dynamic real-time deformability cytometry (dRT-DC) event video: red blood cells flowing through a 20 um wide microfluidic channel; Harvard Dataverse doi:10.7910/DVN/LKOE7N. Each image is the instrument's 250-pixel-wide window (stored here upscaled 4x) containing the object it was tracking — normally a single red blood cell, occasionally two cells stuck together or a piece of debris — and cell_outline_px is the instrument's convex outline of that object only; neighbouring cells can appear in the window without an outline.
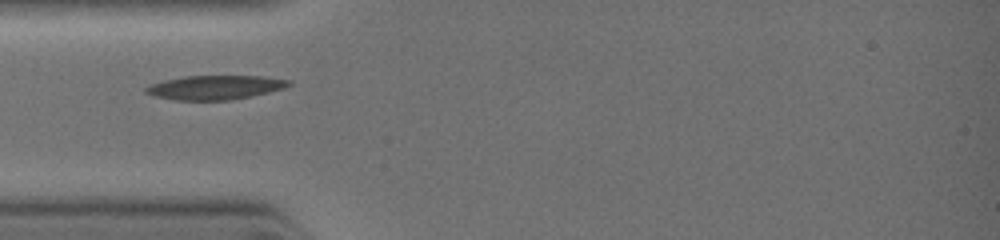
{"species": "common noctule bat (a hibernating species)", "species_latin": "Nyctalus noctula", "temperature_condition": "warm", "stored_images_in_passage": 7, "camera_frame_rate_fps": 3000, "um_per_image_px": 0.085, "animal": {"sex": "female", "body_mass_g": 19.0, "forearm_length_mm": 51.5}, "frame": {"image": 1, "passage_image": 4, "time_ms": 2.667, "image_size_px": [1000, 240], "cell_outline_px": [[292, 84], [284, 88], [268, 92], [228, 100], [176, 100], [156, 96], [144, 92], [144, 88], [148, 84], [164, 80], [184, 76], [260, 76], [292, 80]], "centroid_in_image_um": [18.25, 7.42], "position_along_channel_um": 66.8, "area_um2": 20.0}}
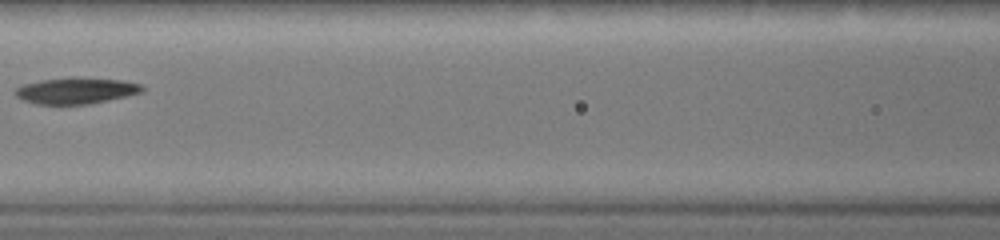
{"frame": {"image": 2, "passage_image": 6, "time_ms": 4.333, "image_size_px": [1000, 240], "cell_outline_px": [[144, 92], [108, 100], [88, 104], [36, 104], [24, 100], [16, 96], [12, 92], [16, 88], [24, 84], [40, 80], [72, 76], [76, 76], [124, 80], [144, 84]], "centroid_in_image_um": [6.5, 7.68], "position_along_channel_um": 160.1, "area_um2": 19.83}}
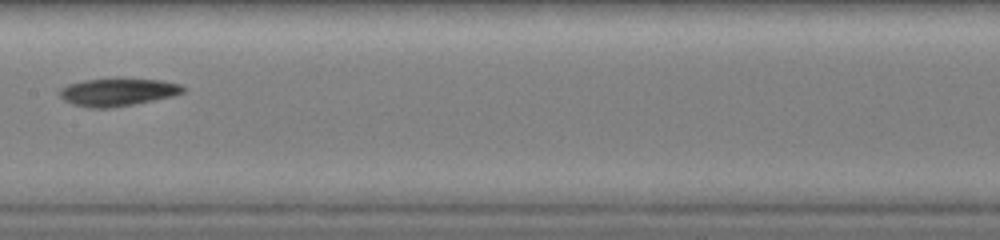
{"frame": {"image": 3, "passage_image": 7, "time_ms": 5.0, "image_size_px": [1000, 240], "cell_outline_px": [[184, 92], [172, 96], [132, 104], [108, 108], [88, 108], [72, 104], [64, 100], [60, 96], [60, 88], [68, 84], [84, 80], [116, 76], [120, 76], [160, 80], [180, 84], [184, 88]], "centroid_in_image_um": [9.98, 7.78], "position_along_channel_um": 197.4, "area_um2": 20.46}}